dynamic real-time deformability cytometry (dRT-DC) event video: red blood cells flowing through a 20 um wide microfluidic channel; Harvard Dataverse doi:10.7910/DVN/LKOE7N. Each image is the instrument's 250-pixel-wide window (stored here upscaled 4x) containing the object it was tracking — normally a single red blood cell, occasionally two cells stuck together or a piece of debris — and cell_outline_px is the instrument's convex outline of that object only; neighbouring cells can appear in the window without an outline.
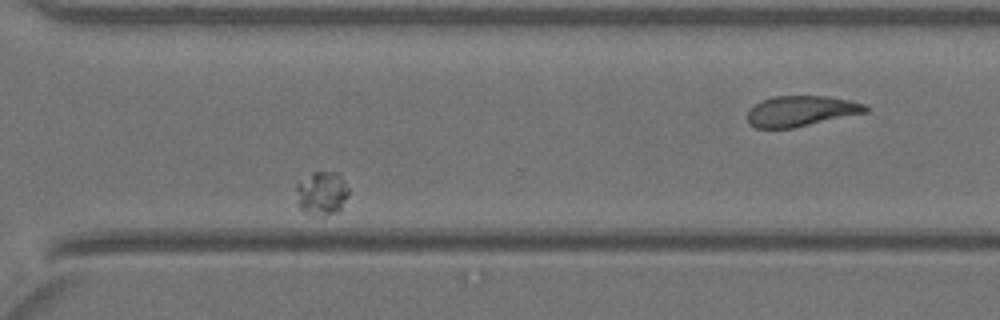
{"species": "Egyptian fruit bat (a non-hibernating species)", "species_latin": "Rousettus aegyptiacus", "temperature_condition": "warm", "stored_images_in_passage": 39, "camera_frame_rate_fps": 3000, "um_per_image_px": 0.085, "animal": {"sex": "female"}, "frame": {"image": 1, "passage_image": 34, "time_ms": 11.0, "image_size_px": [1000, 320], "cell_outline_px": [[348, 196], [340, 212], [324, 216], [308, 216], [296, 204], [296, 184], [312, 172], [340, 172], [348, 188]], "centroid_in_image_um": [27.35, 16.46], "position_along_channel_um": 343.3, "area_um2": 13.93}}